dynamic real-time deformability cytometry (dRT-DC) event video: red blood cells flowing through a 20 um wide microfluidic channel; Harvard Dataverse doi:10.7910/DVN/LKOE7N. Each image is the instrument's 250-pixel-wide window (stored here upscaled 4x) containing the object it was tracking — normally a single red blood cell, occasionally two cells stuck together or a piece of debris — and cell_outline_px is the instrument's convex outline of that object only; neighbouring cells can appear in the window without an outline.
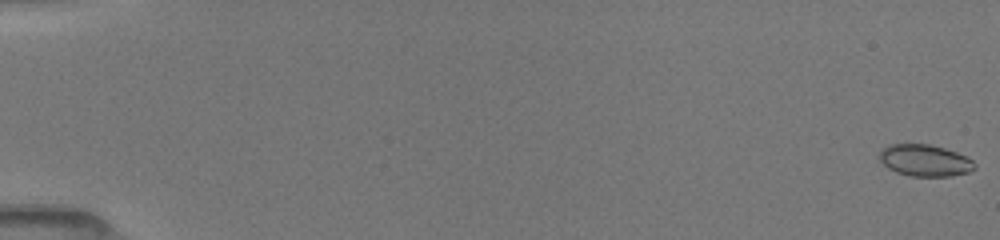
{"species": "common noctule bat (a hibernating species)", "species_latin": "Nyctalus noctula", "temperature_condition": "room temperature", "stored_images_in_passage": 10, "camera_frame_rate_fps": 3000, "um_per_image_px": 0.085, "animal": {"sex": "female", "body_mass_g": 19.5, "forearm_length_mm": 54.1}, "frame": {"image": 1, "passage_image": 1, "time_ms": 0.0, "image_size_px": [1000, 240], "cell_outline_px": [[976, 168], [968, 172], [952, 176], [912, 176], [896, 172], [888, 168], [880, 160], [880, 152], [888, 144], [928, 144], [944, 148], [956, 152], [972, 160], [976, 164]], "centroid_in_image_um": [78.62, 13.64], "position_along_channel_um": 6.4, "area_um2": 17.46}}